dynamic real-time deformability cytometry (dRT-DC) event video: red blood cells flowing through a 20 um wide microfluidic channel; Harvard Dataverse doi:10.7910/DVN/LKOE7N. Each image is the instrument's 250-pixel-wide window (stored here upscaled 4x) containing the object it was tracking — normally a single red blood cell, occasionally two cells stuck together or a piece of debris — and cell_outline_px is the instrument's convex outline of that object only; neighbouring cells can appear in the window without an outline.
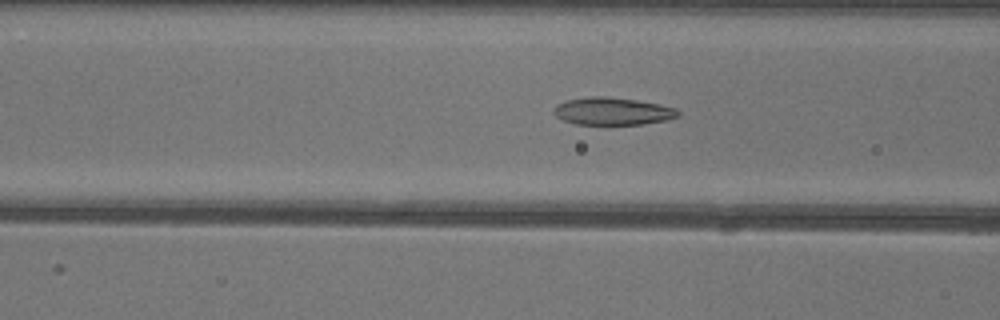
{"species": "common noctule bat (a hibernating species)", "species_latin": "Nyctalus noctula", "temperature_condition": "warm", "stored_images_in_passage": 50, "camera_frame_rate_fps": 3000, "um_per_image_px": 0.085, "animal": {"sex": "female"}, "frame": {"image": 1, "passage_image": 19, "time_ms": 6.0, "image_size_px": [1000, 320], "cell_outline_px": [[680, 116], [668, 120], [640, 124], [576, 124], [564, 120], [556, 116], [552, 112], [556, 104], [568, 100], [592, 96], [604, 96], [636, 100], [660, 104], [676, 108], [680, 112]], "centroid_in_image_um": [52.09, 9.45], "position_along_channel_um": 114.5, "area_um2": 19.88}}
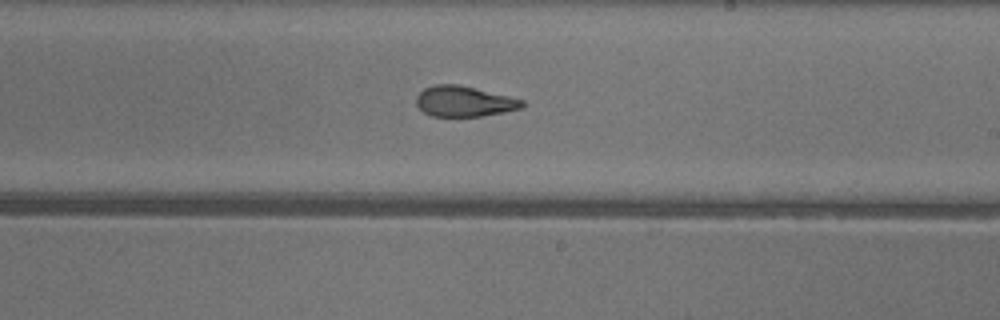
{"frame": {"image": 2, "passage_image": 29, "time_ms": 9.333, "image_size_px": [1000, 320], "cell_outline_px": [[524, 108], [504, 112], [480, 116], [432, 116], [424, 112], [416, 104], [416, 96], [424, 88], [436, 84], [460, 84], [524, 100]], "centroid_in_image_um": [39.45, 8.61], "position_along_channel_um": 249.5, "area_um2": 18.84}}
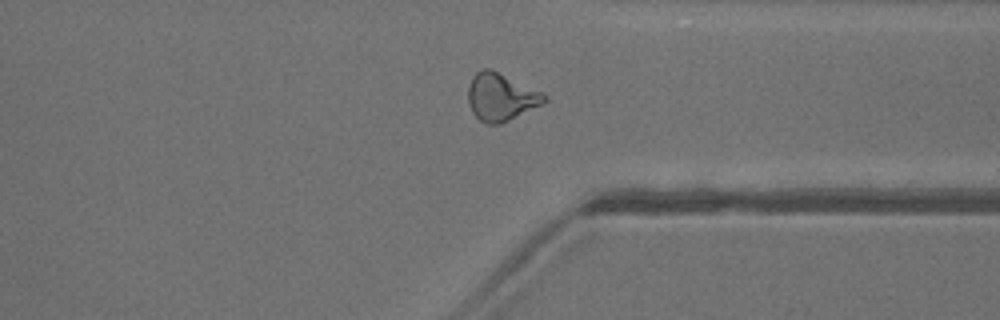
{"frame": {"image": 3, "passage_image": 38, "time_ms": 12.333, "image_size_px": [1000, 320], "cell_outline_px": [[548, 100], [500, 124], [484, 124], [472, 112], [468, 104], [468, 88], [472, 76], [480, 68], [492, 68], [544, 92], [548, 96]], "centroid_in_image_um": [42.56, 8.2], "position_along_channel_um": 368.8, "area_um2": 21.33}, "authors_computed_cell_mechanics": {"area_um2": 20.4612, "velocity_mm_per_s": 4.0485, "shape_relaxation_time_tau1_ms": null, "shape_relaxation_time_tau2_ms": 1.7774, "deformation_change_tau1": null, "deformation_change_tau2": 0.0932}}